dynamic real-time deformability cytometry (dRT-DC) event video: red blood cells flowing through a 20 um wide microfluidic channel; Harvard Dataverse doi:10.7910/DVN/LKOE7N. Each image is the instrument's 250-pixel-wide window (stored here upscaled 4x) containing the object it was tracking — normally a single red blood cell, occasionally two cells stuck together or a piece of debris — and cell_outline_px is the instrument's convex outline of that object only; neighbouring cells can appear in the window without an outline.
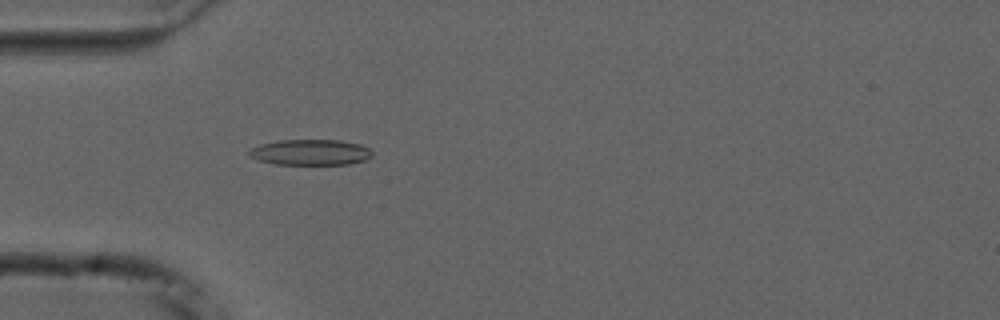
{"species": "common noctule bat (a hibernating species)", "species_latin": "Nyctalus noctula", "temperature_condition": "cold", "stored_images_in_passage": 53, "camera_frame_rate_fps": 3000, "um_per_image_px": 0.085, "animal": {"sex": "male", "forearm_length_mm": 52.5}, "frame": {"image": 1, "passage_image": 15, "time_ms": 4.667, "image_size_px": [1000, 320], "cell_outline_px": [[372, 156], [364, 160], [348, 164], [276, 164], [260, 160], [248, 156], [248, 152], [252, 148], [260, 144], [280, 140], [340, 140], [360, 144], [368, 148], [372, 152]], "centroid_in_image_um": [26.39, 12.94], "position_along_channel_um": 58.6, "area_um2": 18.32}}
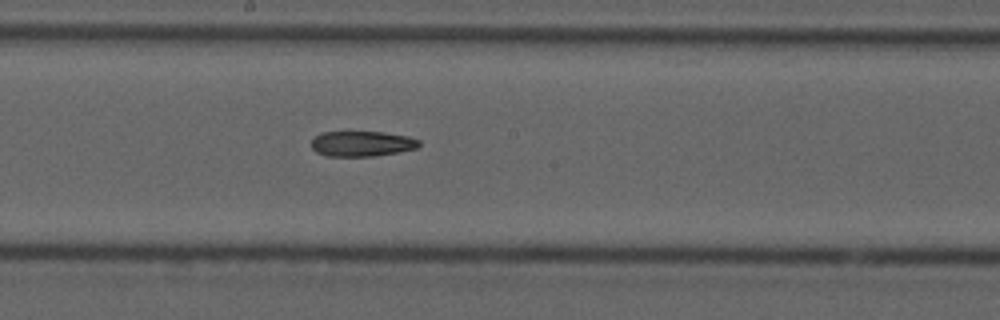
{"frame": {"image": 2, "passage_image": 28, "time_ms": 9.0, "image_size_px": [1000, 320], "cell_outline_px": [[420, 144], [416, 148], [376, 156], [328, 156], [316, 152], [312, 148], [312, 140], [320, 132], [384, 132], [408, 136], [420, 140]], "centroid_in_image_um": [30.76, 12.21], "position_along_channel_um": 217.4, "area_um2": 15.84}}
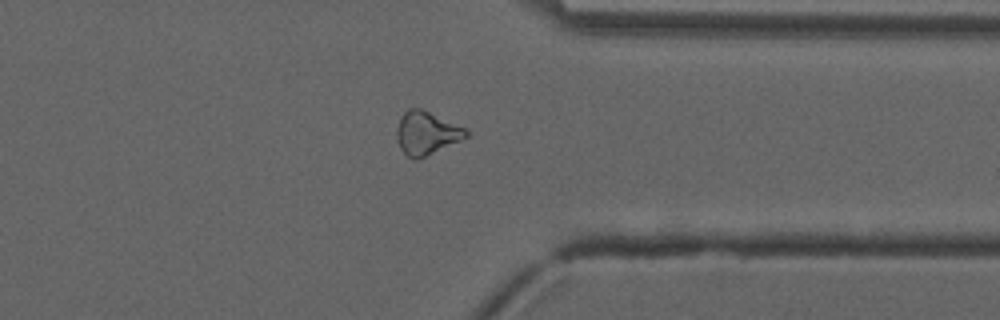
{"frame": {"image": 3, "passage_image": 41, "time_ms": 13.333, "image_size_px": [1000, 320], "cell_outline_px": [[468, 136], [460, 140], [416, 160], [408, 156], [400, 148], [396, 136], [396, 132], [400, 120], [404, 112], [408, 108], [420, 108], [464, 128], [468, 132]], "centroid_in_image_um": [36.22, 11.31], "position_along_channel_um": 375.2, "area_um2": 16.88}}